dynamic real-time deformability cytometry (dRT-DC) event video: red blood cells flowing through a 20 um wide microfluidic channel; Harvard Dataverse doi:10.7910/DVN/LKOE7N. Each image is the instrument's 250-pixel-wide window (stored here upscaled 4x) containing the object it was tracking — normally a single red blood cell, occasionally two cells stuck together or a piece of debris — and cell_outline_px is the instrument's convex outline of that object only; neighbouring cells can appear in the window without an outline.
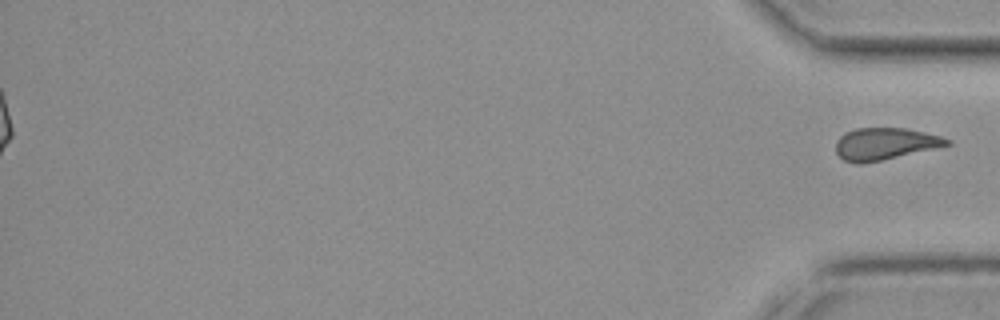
{"species": "common noctule bat (a hibernating species)", "species_latin": "Nyctalus noctula", "temperature_condition": "cold", "stored_images_in_passage": 46, "segment_of_instrument_passage": [2, 2], "camera_frame_rate_fps": 3000, "um_per_image_px": 0.085, "animal": {"sex": "female", "body_mass_g": 19.3, "forearm_length_mm": 54.1}, "frame": {"image": 1, "passage_image": 46, "time_ms": 15.0, "image_size_px": [1000, 320], "cell_outline_px": [[952, 144], [880, 160], [860, 164], [856, 164], [844, 160], [836, 152], [836, 140], [844, 132], [856, 128], [904, 128], [940, 136], [952, 140]], "centroid_in_image_um": [75.18, 12.21], "position_along_channel_um": 360.0, "area_um2": 20.46}}